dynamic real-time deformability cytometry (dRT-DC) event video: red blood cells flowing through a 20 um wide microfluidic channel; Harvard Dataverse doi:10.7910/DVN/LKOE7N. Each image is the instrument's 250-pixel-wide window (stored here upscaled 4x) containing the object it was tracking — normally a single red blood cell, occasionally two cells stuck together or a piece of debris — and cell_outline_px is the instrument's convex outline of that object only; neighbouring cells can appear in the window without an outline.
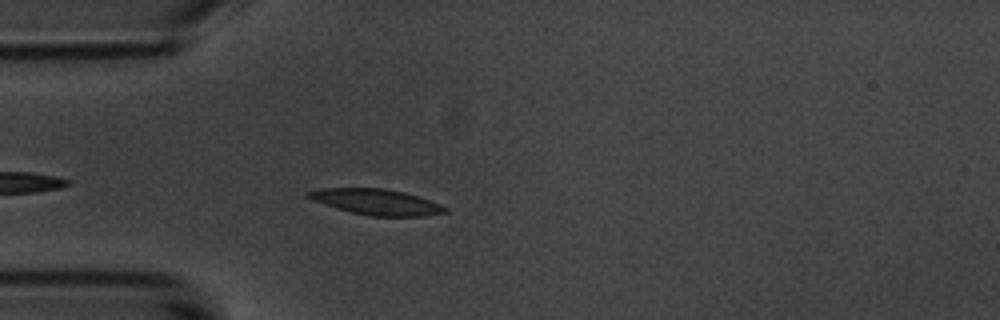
{"species": "common noctule bat (a hibernating species)", "species_latin": "Nyctalus noctula", "temperature_condition": "room temperature", "stored_images_in_passage": 42, "camera_frame_rate_fps": 3000, "um_per_image_px": 0.085, "animal": {"sex": "male", "body_mass_g": 20.1, "forearm_length_mm": 53.5}, "frame": {"image": 1, "passage_image": 4, "time_ms": 1.0, "image_size_px": [1000, 320], "cell_outline_px": [[448, 212], [424, 216], [372, 216], [352, 212], [336, 208], [312, 200], [304, 196], [304, 192], [320, 188], [384, 188], [404, 192], [440, 204], [448, 208]], "centroid_in_image_um": [31.95, 17.16], "position_along_channel_um": 53.1, "area_um2": 20.52}}
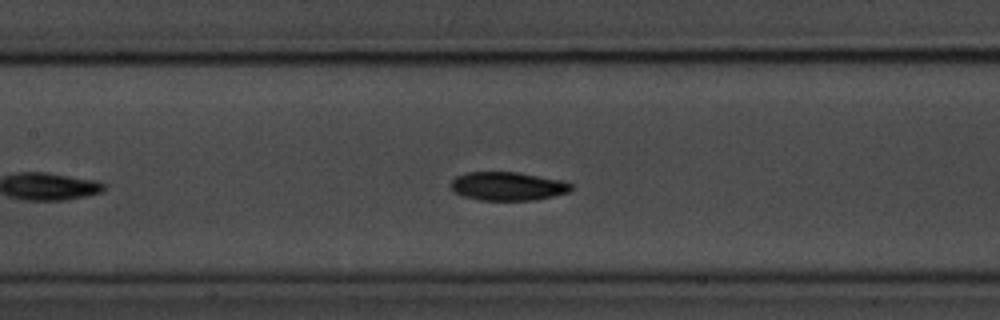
{"frame": {"image": 2, "passage_image": 14, "time_ms": 4.333, "image_size_px": [1000, 320], "cell_outline_px": [[572, 188], [568, 192], [536, 200], [480, 200], [464, 196], [456, 192], [448, 184], [456, 176], [468, 172], [516, 172], [564, 180], [572, 184]], "centroid_in_image_um": [43.16, 15.82], "position_along_channel_um": 164.2, "area_um2": 20.0}}
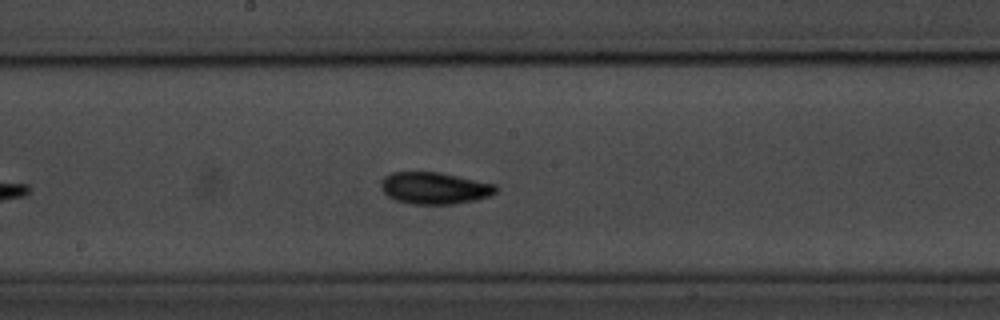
{"frame": {"image": 3, "passage_image": 18, "time_ms": 5.667, "image_size_px": [1000, 320], "cell_outline_px": [[500, 188], [496, 192], [488, 196], [476, 200], [452, 204], [412, 204], [396, 200], [388, 196], [384, 192], [380, 184], [384, 176], [392, 172], [440, 172], [496, 184]], "centroid_in_image_um": [36.96, 15.98], "position_along_channel_um": 211.2, "area_um2": 21.39}}